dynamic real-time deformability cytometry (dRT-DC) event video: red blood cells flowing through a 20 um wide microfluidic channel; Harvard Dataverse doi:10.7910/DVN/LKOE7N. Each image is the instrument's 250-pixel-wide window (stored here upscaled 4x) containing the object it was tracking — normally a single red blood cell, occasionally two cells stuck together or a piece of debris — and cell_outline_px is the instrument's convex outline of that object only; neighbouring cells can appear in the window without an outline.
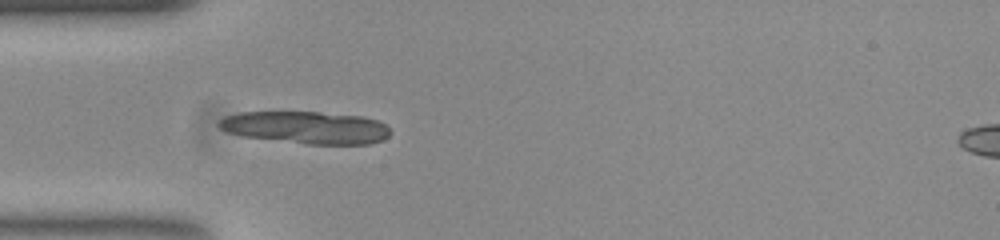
{"species": "common noctule bat (a hibernating species)", "species_latin": "Nyctalus noctula", "temperature_condition": "room temperature", "stored_images_in_passage": 38, "camera_frame_rate_fps": 3000, "um_per_image_px": 0.085, "animal": {"sex": "female", "body_mass_g": 23.0, "forearm_length_mm": 53.4}, "frame": {"image": 1, "passage_image": 1, "time_ms": 0.0, "image_size_px": [1000, 240], "cell_outline_px": [[392, 132], [384, 140], [368, 144], [308, 144], [244, 136], [224, 132], [216, 124], [224, 116], [240, 112], [320, 112], [360, 116], [376, 120], [384, 124]], "centroid_in_image_um": [26.0, 10.84], "position_along_channel_um": 59.0, "area_um2": 32.31}}
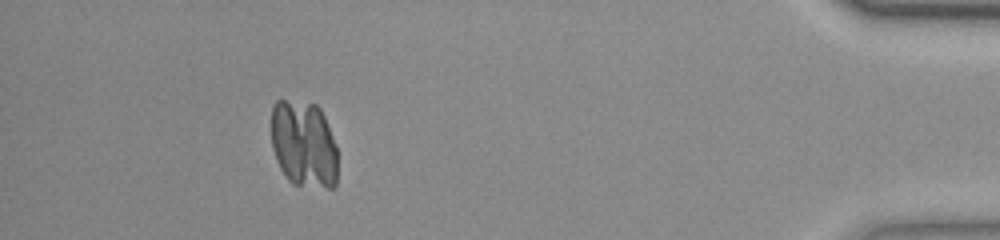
{"frame": {"image": 2, "passage_image": 33, "time_ms": 10.667, "image_size_px": [1000, 240], "cell_outline_px": [[336, 184], [332, 188], [328, 188], [292, 184], [288, 180], [280, 168], [276, 160], [272, 148], [272, 104], [276, 100], [284, 100], [316, 104], [320, 108], [324, 116], [336, 144]], "centroid_in_image_um": [25.81, 12.25], "position_along_channel_um": 409.4, "area_um2": 33.81}}